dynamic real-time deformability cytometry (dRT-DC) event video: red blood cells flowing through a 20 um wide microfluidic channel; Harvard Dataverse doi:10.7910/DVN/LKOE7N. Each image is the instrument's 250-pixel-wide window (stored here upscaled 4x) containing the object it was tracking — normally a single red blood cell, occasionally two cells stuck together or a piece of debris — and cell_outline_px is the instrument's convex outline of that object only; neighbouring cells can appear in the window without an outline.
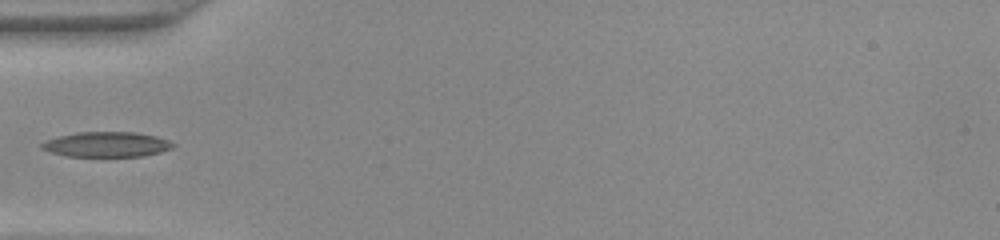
{"species": "common noctule bat (a hibernating species)", "species_latin": "Nyctalus noctula", "temperature_condition": "warm", "stored_images_in_passage": 32, "camera_frame_rate_fps": 3000, "um_per_image_px": 0.085, "animal": {"sex": "female", "body_mass_g": 22.0, "forearm_length_mm": 56.7}, "frame": {"image": 1, "passage_image": 1, "time_ms": 0.0, "image_size_px": [1000, 240], "cell_outline_px": [[176, 144], [172, 148], [160, 152], [140, 156], [68, 156], [52, 152], [40, 148], [40, 144], [48, 140], [60, 136], [80, 132], [132, 132], [156, 136], [168, 140]], "centroid_in_image_um": [9.09, 12.27], "position_along_channel_um": 75.9, "area_um2": 18.9}}
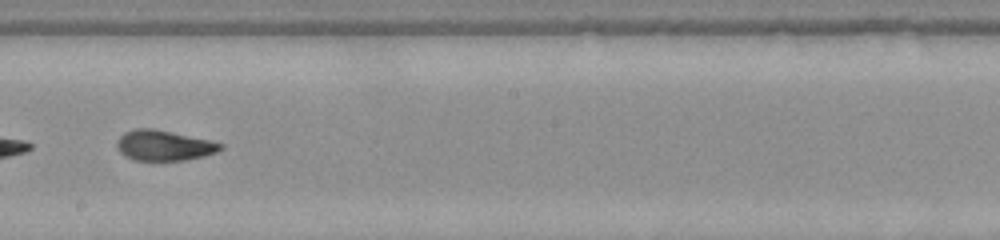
{"frame": {"image": 2, "passage_image": 12, "time_ms": 3.667, "image_size_px": [1000, 240], "cell_outline_px": [[224, 148], [216, 152], [204, 156], [184, 160], [132, 160], [124, 156], [116, 148], [116, 144], [120, 136], [124, 132], [136, 128], [152, 128], [208, 140], [224, 144]], "centroid_in_image_um": [13.9, 12.37], "position_along_channel_um": 234.3, "area_um2": 18.26}}
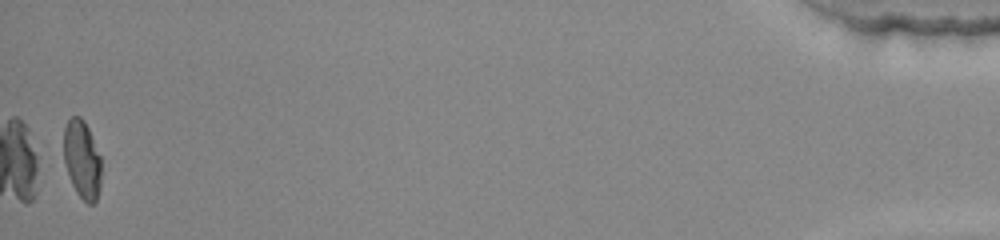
{"frame": {"image": 3, "passage_image": 32, "time_ms": 10.333, "image_size_px": [1000, 240], "cell_outline_px": [[100, 188], [96, 200], [92, 204], [88, 204], [76, 192], [72, 184], [64, 160], [64, 128], [68, 120], [72, 116], [80, 116], [84, 120], [88, 128], [100, 156]], "centroid_in_image_um": [6.97, 13.54], "position_along_channel_um": 428.2, "area_um2": 16.88}}